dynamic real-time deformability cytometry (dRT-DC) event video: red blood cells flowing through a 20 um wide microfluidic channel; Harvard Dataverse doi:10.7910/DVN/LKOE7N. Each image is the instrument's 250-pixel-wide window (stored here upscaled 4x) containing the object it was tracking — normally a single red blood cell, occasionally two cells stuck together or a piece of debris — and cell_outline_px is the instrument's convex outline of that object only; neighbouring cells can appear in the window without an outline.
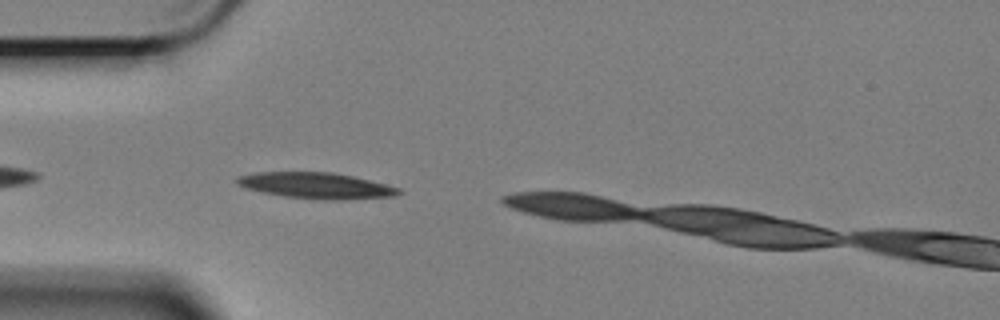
{"species": "Egyptian fruit bat (a non-hibernating species)", "species_latin": "Rousettus aegyptiacus", "temperature_condition": "cold", "stored_images_in_passage": 6, "camera_frame_rate_fps": 3000, "um_per_image_px": 0.085, "animal": {"sex": "female"}, "frame": {"image": 1, "passage_image": 3, "time_ms": 0.667, "image_size_px": [1000, 320], "cell_outline_px": [[404, 192], [396, 196], [344, 200], [324, 200], [284, 196], [264, 192], [248, 188], [236, 184], [236, 180], [240, 176], [256, 172], [332, 172], [352, 176], [400, 188]], "centroid_in_image_um": [26.93, 15.78], "position_along_channel_um": 58.1, "area_um2": 24.39}}